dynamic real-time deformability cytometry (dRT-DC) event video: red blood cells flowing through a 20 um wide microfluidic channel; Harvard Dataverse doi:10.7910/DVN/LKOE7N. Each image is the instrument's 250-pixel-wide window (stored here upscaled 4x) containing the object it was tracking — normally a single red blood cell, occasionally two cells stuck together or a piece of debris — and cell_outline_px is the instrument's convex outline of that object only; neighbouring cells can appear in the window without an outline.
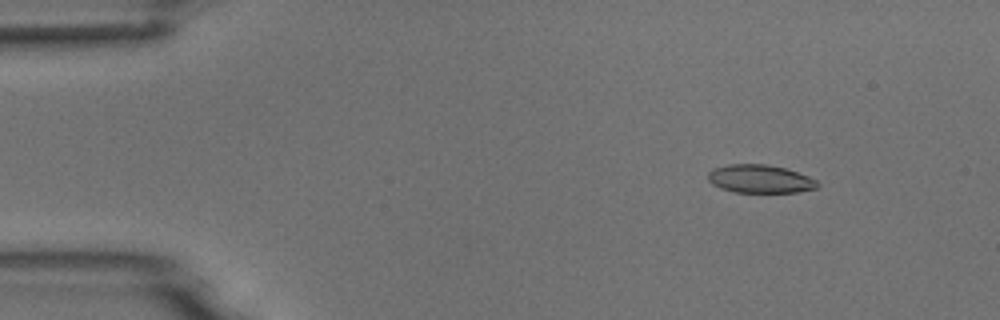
{"species": "common noctule bat (a hibernating species)", "species_latin": "Nyctalus noctula", "temperature_condition": "room temperature", "stored_images_in_passage": 4, "camera_frame_rate_fps": 3000, "um_per_image_px": 0.085, "animal": {"sex": "male", "body_mass_g": 18.8}, "frame": {"image": 1, "passage_image": 2, "time_ms": 1.0, "image_size_px": [1000, 320], "cell_outline_px": [[820, 184], [816, 188], [796, 192], [736, 192], [720, 188], [712, 184], [708, 180], [708, 172], [712, 168], [728, 164], [768, 164], [784, 168], [808, 176], [816, 180]], "centroid_in_image_um": [64.57, 15.2], "position_along_channel_um": 20.4, "area_um2": 17.98}}